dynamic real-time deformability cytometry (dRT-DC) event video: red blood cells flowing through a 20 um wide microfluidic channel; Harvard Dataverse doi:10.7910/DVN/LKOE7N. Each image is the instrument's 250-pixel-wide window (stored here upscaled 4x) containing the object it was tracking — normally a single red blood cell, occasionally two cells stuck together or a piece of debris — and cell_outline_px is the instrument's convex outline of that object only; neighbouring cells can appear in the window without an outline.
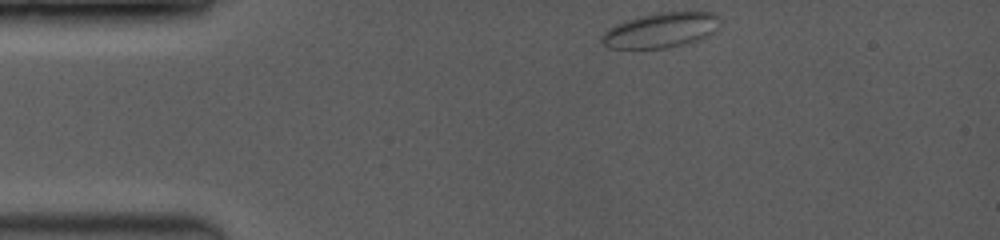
{"species": "common noctule bat (a hibernating species)", "species_latin": "Nyctalus noctula", "temperature_condition": "room temperature", "stored_images_in_passage": 22, "camera_frame_rate_fps": 3500, "um_per_image_px": 0.085, "animal": {"sex": "female", "body_mass_g": 19.0, "forearm_length_mm": 53.3}, "frame": {"image": 1, "passage_image": 1, "time_ms": 0.0, "image_size_px": [1000, 240], "cell_outline_px": [[716, 28], [712, 32], [700, 40], [664, 48], [608, 48], [604, 44], [604, 32], [616, 24], [644, 16], [668, 12], [712, 12], [716, 16]], "centroid_in_image_um": [56.17, 2.58], "position_along_channel_um": 28.8, "area_um2": 23.06}}
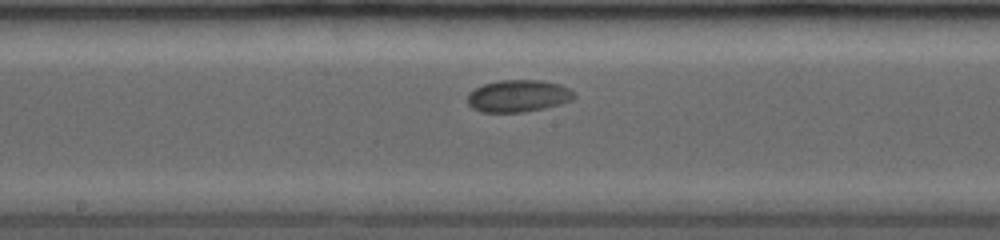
{"frame": {"image": 2, "passage_image": 10, "time_ms": 6.0, "image_size_px": [1000, 240], "cell_outline_px": [[576, 96], [572, 100], [560, 104], [544, 108], [524, 112], [480, 112], [472, 108], [468, 104], [468, 92], [484, 84], [500, 80], [540, 80], [560, 84], [568, 88]], "centroid_in_image_um": [44.04, 8.16], "position_along_channel_um": 204.2, "area_um2": 19.94}}
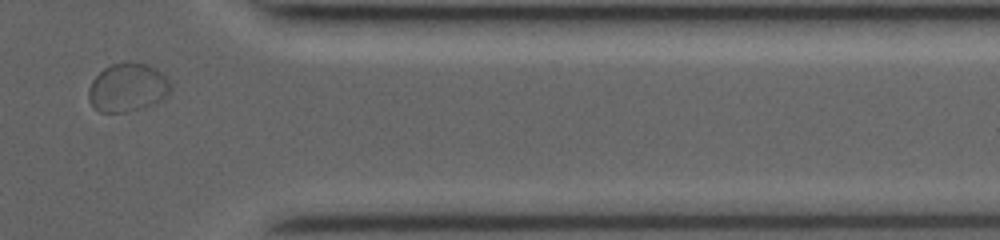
{"frame": {"image": 3, "passage_image": 19, "time_ms": 11.143, "image_size_px": [1000, 240], "cell_outline_px": [[172, 92], [164, 100], [156, 104], [128, 112], [100, 112], [92, 108], [88, 100], [88, 88], [92, 80], [104, 68], [112, 64], [124, 60], [128, 60], [148, 64], [156, 68], [172, 84]], "centroid_in_image_um": [10.87, 7.44], "position_along_channel_um": 400.5, "area_um2": 23.99}, "authors_computed_cell_mechanics": {"area_um2": 19.7676, "velocity_mm_per_s": 3.8757, "shape_relaxation_time_tau1_ms": 0.4559, "shape_relaxation_time_tau2_ms": null, "deformation_change_tau1": 0.0263, "deformation_change_tau2": null}}